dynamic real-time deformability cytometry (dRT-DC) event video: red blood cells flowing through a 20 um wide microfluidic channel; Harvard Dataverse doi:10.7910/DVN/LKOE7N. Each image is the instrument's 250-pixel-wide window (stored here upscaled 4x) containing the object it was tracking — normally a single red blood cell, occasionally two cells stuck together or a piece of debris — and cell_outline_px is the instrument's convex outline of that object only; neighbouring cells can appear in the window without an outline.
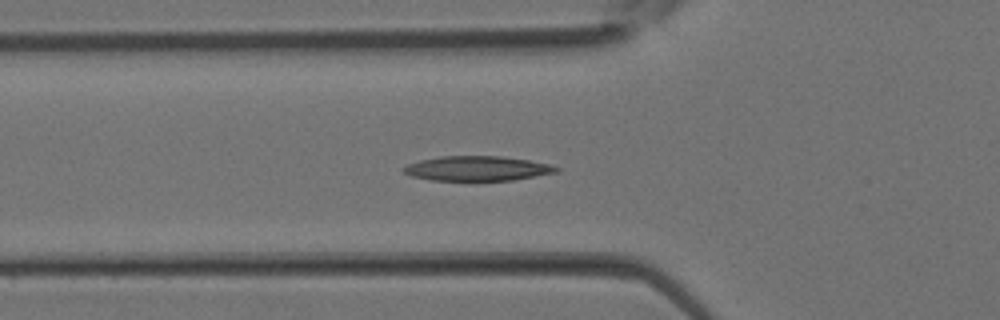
{"species": "Egyptian fruit bat (a non-hibernating species)", "species_latin": "Rousettus aegyptiacus", "temperature_condition": "room temperature", "stored_images_in_passage": 28, "camera_frame_rate_fps": 3000, "um_per_image_px": 0.085, "animal": {"sex": "female"}, "frame": {"image": 1, "passage_image": 6, "time_ms": 1.667, "image_size_px": [1000, 320], "cell_outline_px": [[560, 172], [512, 180], [432, 180], [412, 176], [404, 172], [400, 168], [408, 164], [420, 160], [440, 156], [500, 156], [528, 160], [552, 164], [560, 168]], "centroid_in_image_um": [40.6, 14.31], "position_along_channel_um": 85.2, "area_um2": 22.02}}
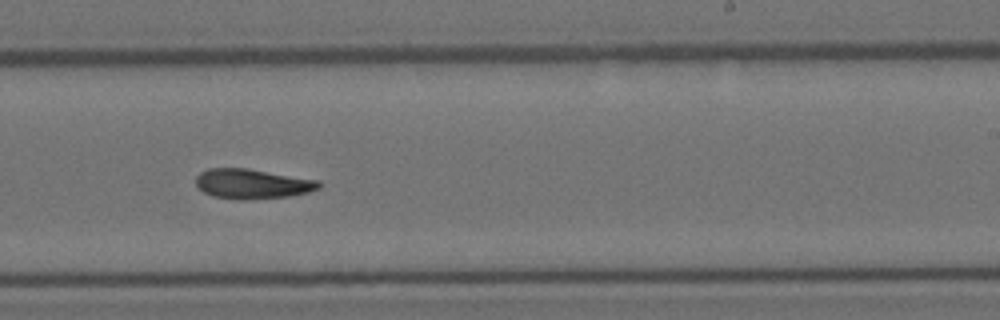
{"frame": {"image": 2, "passage_image": 16, "time_ms": 5.0, "image_size_px": [1000, 320], "cell_outline_px": [[320, 188], [308, 192], [292, 196], [248, 200], [244, 200], [212, 196], [204, 192], [196, 184], [196, 176], [200, 172], [208, 168], [244, 168], [320, 180]], "centroid_in_image_um": [21.45, 15.63], "position_along_channel_um": 267.5, "area_um2": 21.39}}
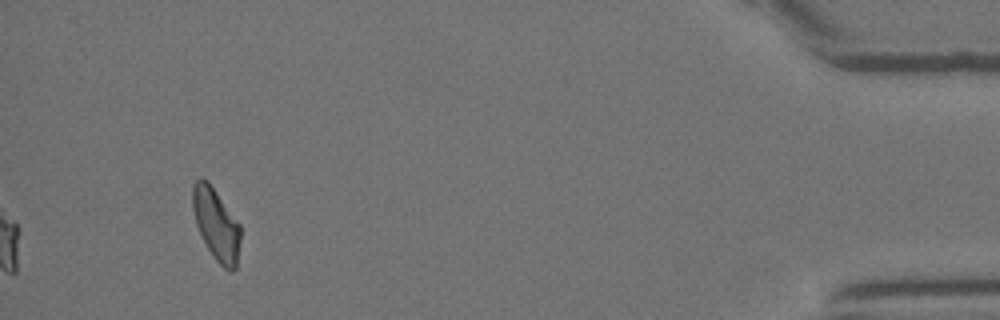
{"frame": {"image": 3, "passage_image": 28, "time_ms": 9.0, "image_size_px": [1000, 320], "cell_outline_px": [[240, 240], [236, 268], [232, 272], [228, 272], [212, 256], [196, 224], [192, 208], [192, 184], [200, 176], [208, 180], [240, 224]], "centroid_in_image_um": [18.37, 19.04], "position_along_channel_um": 416.8, "area_um2": 20.11}}